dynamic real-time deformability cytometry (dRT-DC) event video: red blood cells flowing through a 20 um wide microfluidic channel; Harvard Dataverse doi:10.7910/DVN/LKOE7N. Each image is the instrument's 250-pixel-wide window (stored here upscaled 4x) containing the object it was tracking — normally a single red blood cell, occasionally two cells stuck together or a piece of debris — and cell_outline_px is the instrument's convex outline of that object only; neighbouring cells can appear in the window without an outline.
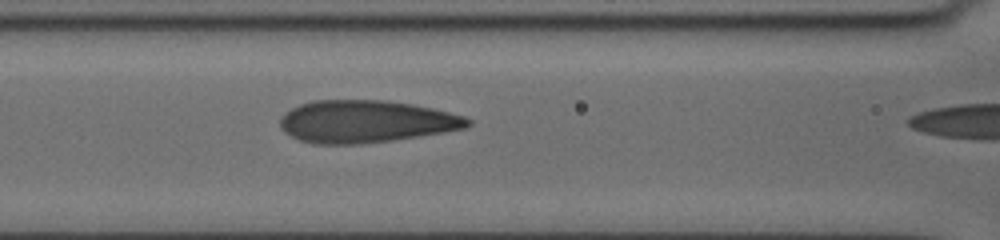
{"species": "human", "species_latin": "Homo sapiens", "temperature_condition": "cold", "stored_images_in_passage": 26, "camera_frame_rate_fps": 3000, "um_per_image_px": 0.085, "donor": {"sex": "female"}, "frame": {"image": 1, "passage_image": 25, "time_ms": 8.0, "image_size_px": [1000, 240], "cell_outline_px": [[472, 124], [464, 128], [444, 132], [392, 140], [356, 144], [316, 144], [300, 140], [284, 132], [280, 128], [280, 116], [284, 112], [300, 104], [312, 100], [384, 100], [412, 104], [432, 108], [464, 116], [472, 120]], "centroid_in_image_um": [31.07, 10.32], "position_along_channel_um": 135.5, "area_um2": 46.3}}